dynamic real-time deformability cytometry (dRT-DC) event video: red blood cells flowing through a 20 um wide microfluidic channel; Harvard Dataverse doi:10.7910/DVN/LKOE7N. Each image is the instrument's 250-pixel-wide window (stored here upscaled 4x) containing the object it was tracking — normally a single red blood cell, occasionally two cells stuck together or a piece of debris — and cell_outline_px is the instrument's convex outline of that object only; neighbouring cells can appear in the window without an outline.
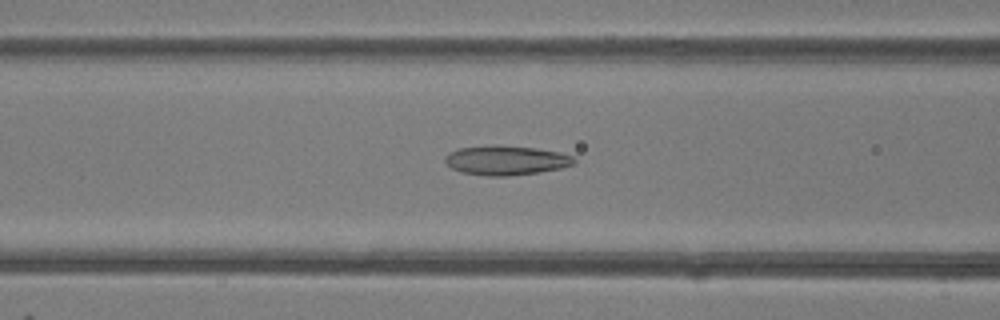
{"species": "common noctule bat (a hibernating species)", "species_latin": "Nyctalus noctula", "temperature_condition": "room temperature", "stored_images_in_passage": 49, "camera_frame_rate_fps": 3000, "um_per_image_px": 0.085, "animal": {"sex": "female"}, "frame": {"image": 1, "passage_image": 20, "time_ms": 6.333, "image_size_px": [1000, 320], "cell_outline_px": [[576, 160], [572, 164], [560, 168], [536, 172], [508, 176], [488, 176], [460, 172], [452, 168], [444, 160], [444, 156], [460, 148], [496, 144], [536, 148], [560, 152], [572, 156]], "centroid_in_image_um": [42.99, 13.61], "position_along_channel_um": 123.6, "area_um2": 22.02}}
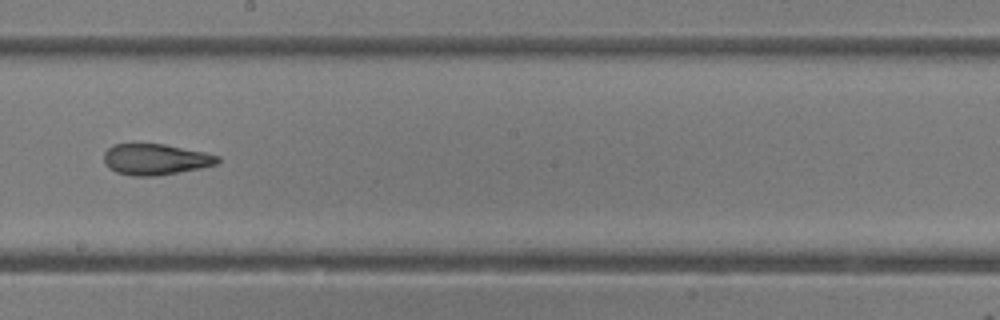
{"frame": {"image": 2, "passage_image": 28, "time_ms": 9.0, "image_size_px": [1000, 320], "cell_outline_px": [[220, 160], [216, 164], [200, 168], [156, 176], [132, 176], [116, 172], [108, 168], [104, 160], [104, 152], [112, 144], [164, 144], [204, 152], [220, 156]], "centroid_in_image_um": [13.2, 13.54], "position_along_channel_um": 235.0, "area_um2": 20.52}}
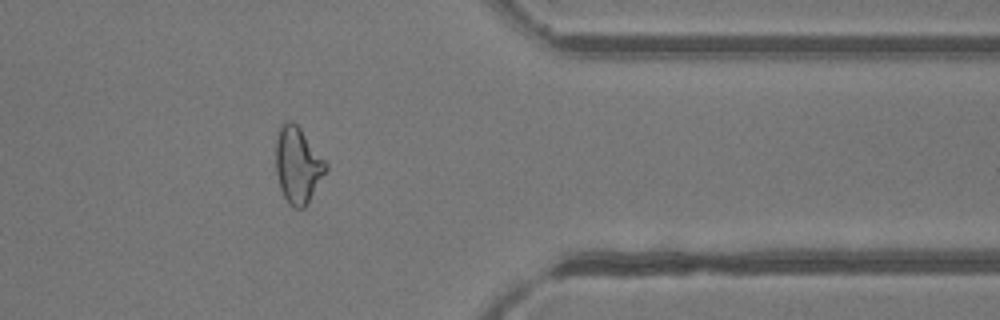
{"frame": {"image": 3, "passage_image": 40, "time_ms": 13.0, "image_size_px": [1000, 320], "cell_outline_px": [[328, 168], [304, 208], [292, 208], [288, 204], [280, 188], [276, 172], [276, 140], [280, 124], [288, 120], [292, 120], [300, 128], [328, 164]], "centroid_in_image_um": [25.3, 14.02], "position_along_channel_um": 386.1, "area_um2": 22.08}, "authors_computed_cell_mechanics": {"area_um2": 22.6576, "velocity_mm_per_s": 4.1719, "shape_relaxation_time_tau1_ms": null, "shape_relaxation_time_tau2_ms": 3.2106, "deformation_change_tau1": null, "deformation_change_tau2": 0.1188}}